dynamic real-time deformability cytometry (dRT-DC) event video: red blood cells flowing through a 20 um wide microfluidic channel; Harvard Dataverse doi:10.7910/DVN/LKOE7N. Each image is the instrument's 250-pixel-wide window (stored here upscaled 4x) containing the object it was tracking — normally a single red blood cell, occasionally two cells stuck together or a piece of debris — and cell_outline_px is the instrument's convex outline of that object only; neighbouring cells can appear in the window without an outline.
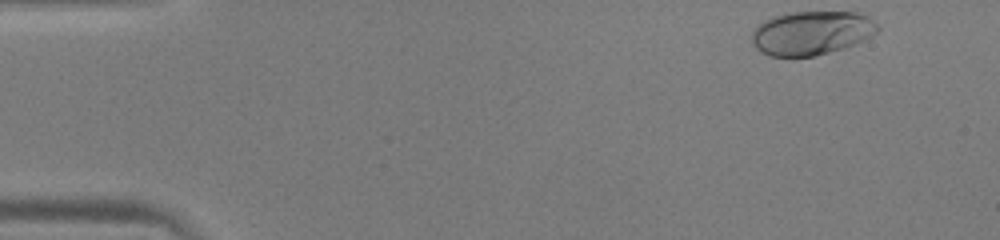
{"species": "human", "species_latin": "Homo sapiens", "temperature_condition": "warm", "stored_images_in_passage": 40, "camera_frame_rate_fps": 3000, "um_per_image_px": 0.085, "donor": {"sex": "male"}, "frame": {"image": 1, "passage_image": 1, "time_ms": 0.0, "image_size_px": [1000, 240], "cell_outline_px": [[880, 28], [876, 32], [864, 40], [856, 44], [844, 48], [812, 56], [768, 56], [760, 52], [752, 44], [752, 32], [764, 20], [772, 16], [788, 12], [856, 12], [868, 16], [880, 24]], "centroid_in_image_um": [68.99, 2.79], "position_along_channel_um": 16.0, "area_um2": 32.37}}
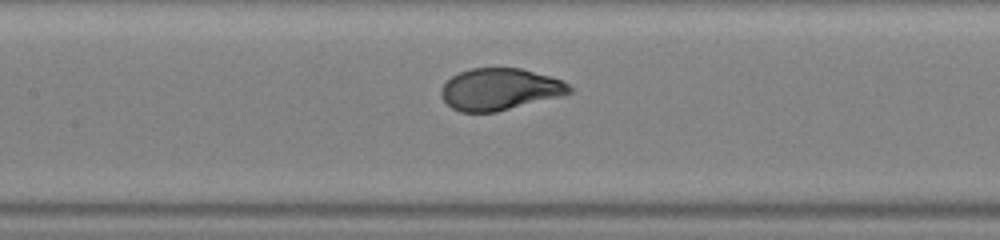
{"frame": {"image": 2, "passage_image": 21, "time_ms": 6.667, "image_size_px": [1000, 240], "cell_outline_px": [[572, 92], [560, 96], [496, 112], [460, 112], [452, 108], [440, 96], [440, 88], [452, 76], [460, 72], [472, 68], [520, 68], [564, 80], [572, 88]], "centroid_in_image_um": [42.47, 7.59], "position_along_channel_um": 164.9, "area_um2": 31.15}}
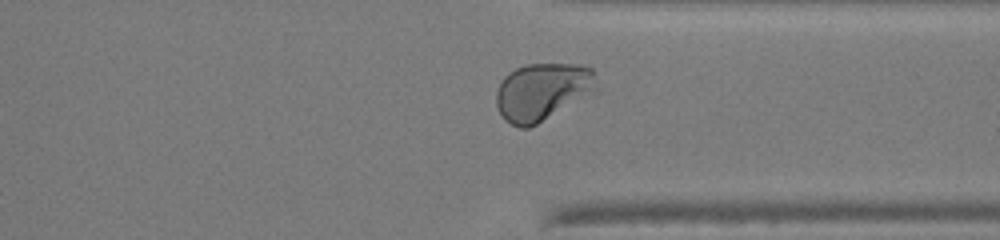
{"frame": {"image": 3, "passage_image": 36, "time_ms": 11.667, "image_size_px": [1000, 240], "cell_outline_px": [[600, 92], [528, 128], [520, 128], [504, 120], [496, 104], [496, 92], [504, 76], [508, 72], [516, 68], [528, 64], [580, 64], [592, 68], [600, 88]], "centroid_in_image_um": [46.18, 7.79], "position_along_channel_um": 365.2, "area_um2": 34.39}, "authors_computed_cell_mechanics": {"area_um2": 32.1657, "velocity_mm_per_s": 4.012, "shape_relaxation_time_tau1_ms": 2.946, "shape_relaxation_time_tau2_ms": null, "deformation_change_tau1": 0.1971, "deformation_change_tau2": null}}